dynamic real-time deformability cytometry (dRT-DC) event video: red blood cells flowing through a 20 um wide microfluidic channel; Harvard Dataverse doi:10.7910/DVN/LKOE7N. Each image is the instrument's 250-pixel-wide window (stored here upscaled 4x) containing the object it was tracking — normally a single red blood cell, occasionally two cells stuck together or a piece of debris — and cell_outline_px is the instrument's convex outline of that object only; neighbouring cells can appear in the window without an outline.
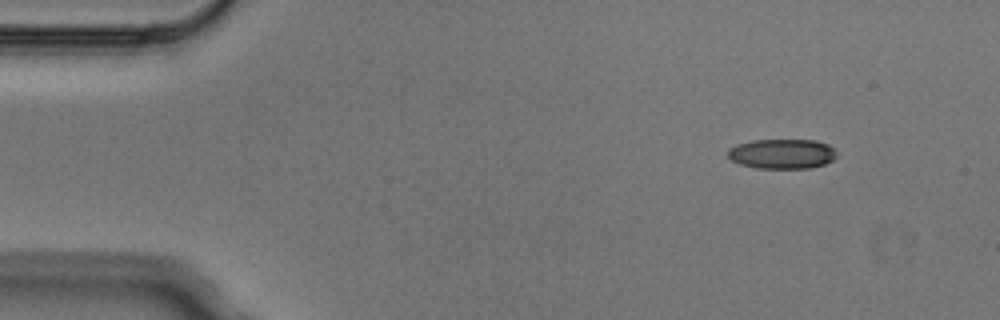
{"species": "Egyptian fruit bat (a non-hibernating species)", "species_latin": "Rousettus aegyptiacus", "temperature_condition": "cold", "stored_images_in_passage": 4, "camera_frame_rate_fps": 3000, "um_per_image_px": 0.085, "animal": {"sex": "male"}, "frame": {"image": 1, "passage_image": 1, "time_ms": 0.0, "image_size_px": [1000, 320], "cell_outline_px": [[836, 156], [832, 160], [824, 164], [812, 168], [756, 168], [740, 164], [732, 160], [728, 156], [728, 148], [736, 144], [752, 140], [816, 140], [828, 144], [836, 148]], "centroid_in_image_um": [66.49, 13.07], "position_along_channel_um": 18.5, "area_um2": 19.07}}
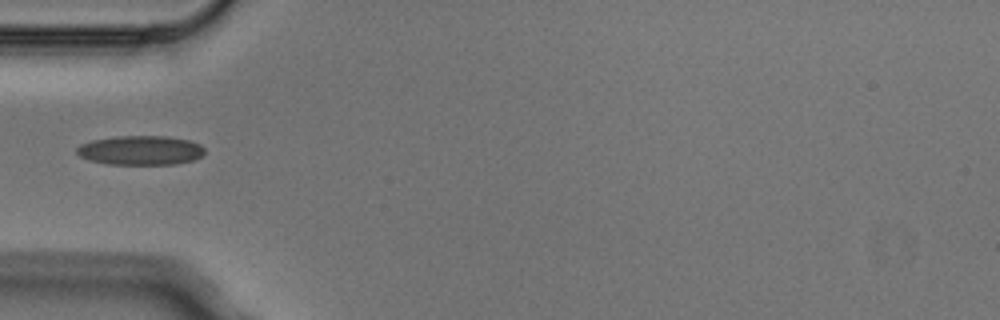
{"frame": {"image": 2, "passage_image": 4, "time_ms": 1.0, "image_size_px": [1000, 320], "cell_outline_px": [[204, 152], [200, 156], [192, 160], [176, 164], [108, 164], [92, 160], [80, 156], [76, 152], [76, 148], [80, 144], [92, 140], [116, 136], [168, 136], [188, 140], [200, 144], [204, 148]], "centroid_in_image_um": [11.94, 12.77], "position_along_channel_um": 73.1, "area_um2": 21.73}}